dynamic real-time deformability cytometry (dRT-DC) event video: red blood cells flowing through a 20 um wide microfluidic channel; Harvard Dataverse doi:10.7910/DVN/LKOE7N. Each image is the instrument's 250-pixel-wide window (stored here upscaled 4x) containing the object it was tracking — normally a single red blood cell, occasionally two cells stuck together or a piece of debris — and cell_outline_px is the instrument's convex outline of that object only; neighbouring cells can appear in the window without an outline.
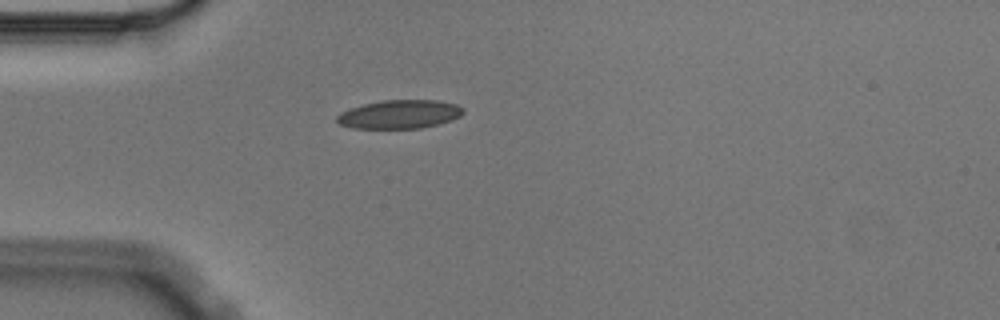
{"species": "Egyptian fruit bat (a non-hibernating species)", "species_latin": "Rousettus aegyptiacus", "temperature_condition": "cold", "stored_images_in_passage": 2, "camera_frame_rate_fps": 3000, "um_per_image_px": 0.085, "animal": {"sex": "male"}, "frame": {"image": 1, "passage_image": 1, "time_ms": 0.0, "image_size_px": [1000, 320], "cell_outline_px": [[464, 112], [460, 116], [452, 120], [420, 128], [352, 128], [340, 124], [336, 120], [336, 116], [340, 112], [364, 104], [380, 100], [436, 100], [456, 104], [464, 108]], "centroid_in_image_um": [33.96, 9.71], "position_along_channel_um": 51.0, "area_um2": 20.98}}